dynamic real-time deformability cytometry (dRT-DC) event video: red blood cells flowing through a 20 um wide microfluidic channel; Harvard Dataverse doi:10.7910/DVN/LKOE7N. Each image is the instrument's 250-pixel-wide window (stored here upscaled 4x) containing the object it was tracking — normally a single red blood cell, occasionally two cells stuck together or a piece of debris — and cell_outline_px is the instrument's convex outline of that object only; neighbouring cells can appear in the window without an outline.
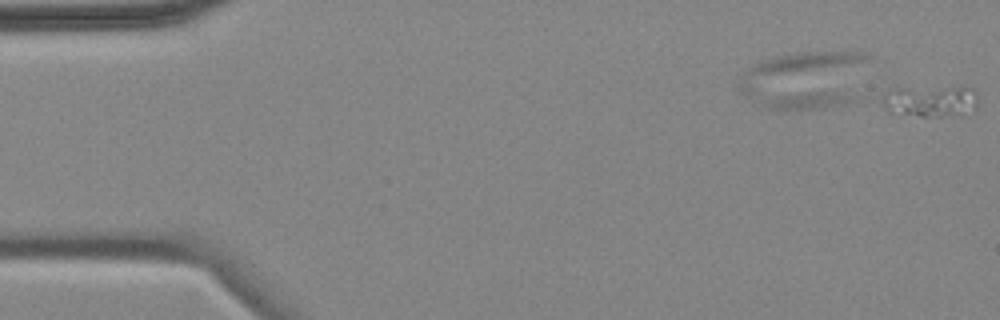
{"species": "common noctule bat (a hibernating species)", "species_latin": "Nyctalus noctula", "temperature_condition": "cold", "stored_images_in_passage": 6, "camera_frame_rate_fps": 3000, "um_per_image_px": 0.085, "animal": {"sex": "female", "body_mass_g": 18.4}, "frame": {"image": 1, "passage_image": 1, "time_ms": 0.0, "image_size_px": [1000, 320], "cell_outline_px": [[976, 108], [960, 112], [940, 116], [892, 116], [876, 100], [888, 88], [972, 88], [976, 92]], "centroid_in_image_um": [78.83, 8.61], "position_along_channel_um": 6.2, "area_um2": 17.74}}